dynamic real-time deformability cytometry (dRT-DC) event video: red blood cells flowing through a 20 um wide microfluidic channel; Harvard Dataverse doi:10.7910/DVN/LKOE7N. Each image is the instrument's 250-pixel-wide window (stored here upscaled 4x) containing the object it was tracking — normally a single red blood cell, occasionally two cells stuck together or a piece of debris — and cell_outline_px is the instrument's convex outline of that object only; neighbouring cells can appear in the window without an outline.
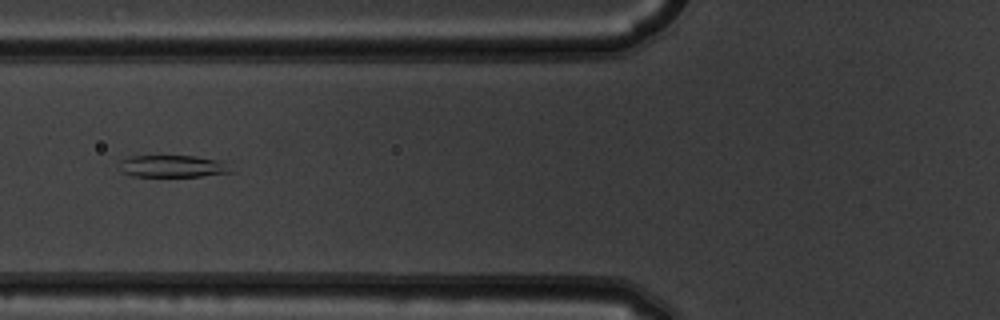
{"species": "common noctule bat (a hibernating species)", "species_latin": "Nyctalus noctula", "temperature_condition": "warm", "stored_images_in_passage": 9, "camera_frame_rate_fps": 3000, "um_per_image_px": 0.085, "animal": {"sex": "male", "body_mass_g": 19.5, "forearm_length_mm": 54.6}, "frame": {"image": 1, "passage_image": 6, "time_ms": 1.667, "image_size_px": [1000, 320], "cell_outline_px": [[236, 172], [200, 176], [132, 176], [120, 172], [120, 160], [132, 156], [196, 156], [224, 160]], "centroid_in_image_um": [14.75, 14.13], "position_along_channel_um": 111.1, "area_um2": 14.62}}
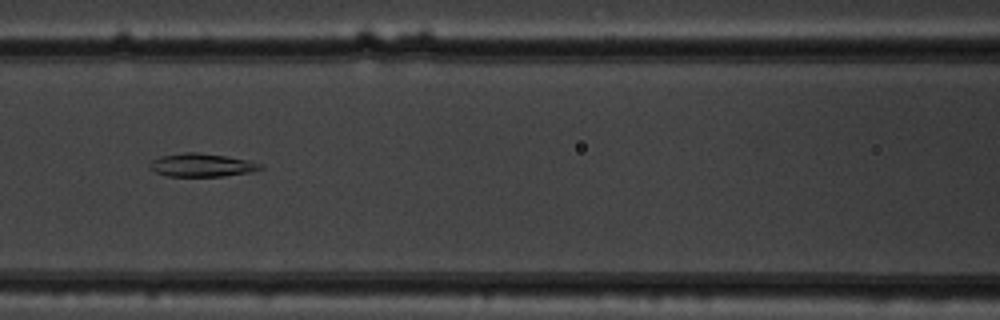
{"frame": {"image": 2, "passage_image": 7, "time_ms": 2.0, "image_size_px": [1000, 320], "cell_outline_px": [[264, 168], [252, 172], [224, 176], [168, 176], [156, 172], [148, 168], [148, 164], [152, 160], [160, 156], [184, 152], [196, 152], [224, 156], [248, 160], [260, 164]], "centroid_in_image_um": [17.12, 14.03], "position_along_channel_um": 149.5, "area_um2": 14.97}}
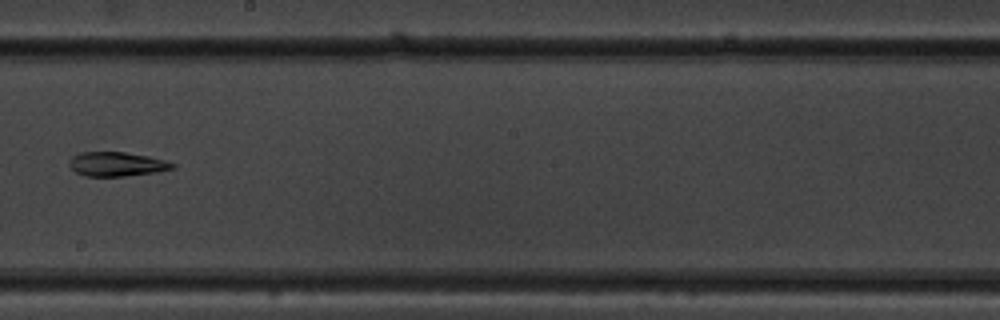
{"frame": {"image": 3, "passage_image": 9, "time_ms": 2.667, "image_size_px": [1000, 320], "cell_outline_px": [[176, 168], [156, 172], [124, 176], [84, 176], [76, 172], [68, 164], [72, 156], [80, 152], [124, 152], [148, 156], [168, 160], [176, 164]], "centroid_in_image_um": [9.96, 13.95], "position_along_channel_um": 238.2, "area_um2": 14.68}}